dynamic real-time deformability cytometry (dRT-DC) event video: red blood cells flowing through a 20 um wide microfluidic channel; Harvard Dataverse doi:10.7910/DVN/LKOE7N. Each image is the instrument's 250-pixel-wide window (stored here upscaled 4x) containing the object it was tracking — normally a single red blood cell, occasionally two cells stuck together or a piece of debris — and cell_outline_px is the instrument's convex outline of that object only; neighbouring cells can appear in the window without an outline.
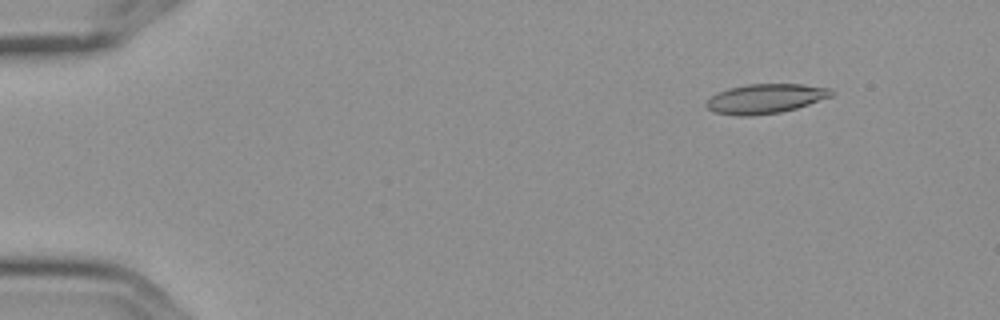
{"species": "Egyptian fruit bat (a non-hibernating species)", "species_latin": "Rousettus aegyptiacus", "temperature_condition": "cold", "stored_images_in_passage": 7, "camera_frame_rate_fps": 3000, "um_per_image_px": 0.085, "frame": {"image": 1, "passage_image": 7, "time_ms": 2.0, "image_size_px": [1000, 320], "cell_outline_px": [[832, 96], [796, 108], [780, 112], [752, 116], [736, 116], [712, 112], [704, 104], [712, 96], [728, 88], [748, 84], [800, 84], [832, 88]], "centroid_in_image_um": [65.04, 8.39], "position_along_channel_um": 20.0, "area_um2": 21.44}}